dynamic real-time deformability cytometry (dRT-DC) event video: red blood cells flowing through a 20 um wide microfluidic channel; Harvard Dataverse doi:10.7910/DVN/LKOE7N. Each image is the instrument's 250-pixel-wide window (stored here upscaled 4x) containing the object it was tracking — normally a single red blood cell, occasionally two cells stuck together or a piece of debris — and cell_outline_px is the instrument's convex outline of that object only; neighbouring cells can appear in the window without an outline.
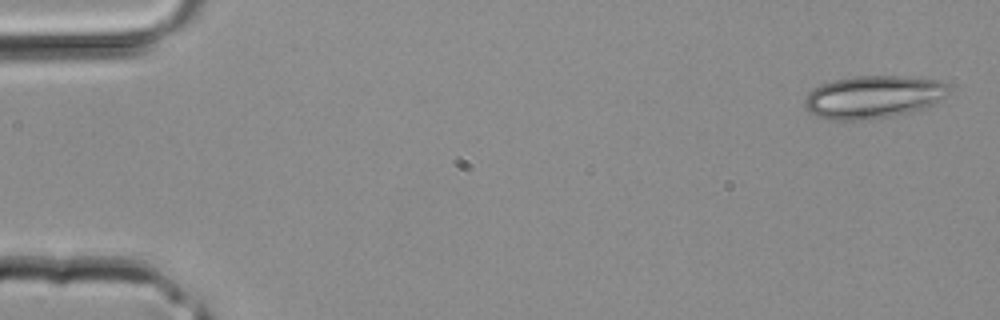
{"species": "common noctule bat (a hibernating species)", "species_latin": "Nyctalus noctula", "temperature_condition": "room temperature", "stored_images_in_passage": 4, "segment_of_instrument_passage": [1, 2], "camera_frame_rate_fps": 3000, "um_per_image_px": 0.085, "animal": {"sex": "male", "body_mass_g": 20.4}, "frame": {"image": 1, "passage_image": 1, "time_ms": 0.0, "image_size_px": [1000, 320], "cell_outline_px": [[952, 92], [948, 96], [936, 104], [924, 108], [908, 112], [888, 116], [856, 120], [832, 120], [816, 116], [808, 112], [804, 104], [804, 100], [808, 92], [812, 88], [820, 84], [832, 80], [852, 76], [908, 76], [936, 80], [948, 84]], "centroid_in_image_um": [74.24, 8.22], "position_along_channel_um": 10.8, "area_um2": 36.3}}